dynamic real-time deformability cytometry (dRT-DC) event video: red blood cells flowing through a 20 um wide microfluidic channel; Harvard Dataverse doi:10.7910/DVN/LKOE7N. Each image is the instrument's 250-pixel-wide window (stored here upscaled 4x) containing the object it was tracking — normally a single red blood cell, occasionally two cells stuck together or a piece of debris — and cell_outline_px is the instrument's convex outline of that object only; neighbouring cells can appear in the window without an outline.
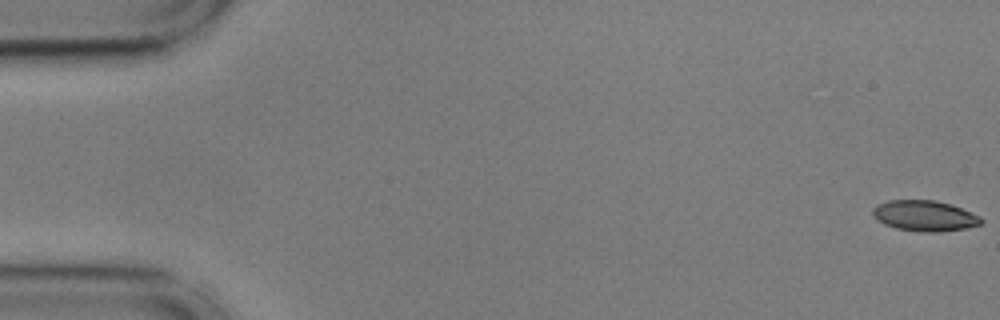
{"species": "common noctule bat (a hibernating species)", "species_latin": "Nyctalus noctula", "temperature_condition": "cold", "stored_images_in_passage": 56, "camera_frame_rate_fps": 3000, "um_per_image_px": 0.085, "animal": {"sex": "male", "body_mass_g": 17.9, "forearm_length_mm": 54.2}, "frame": {"image": 1, "passage_image": 1, "time_ms": 0.0, "image_size_px": [1000, 320], "cell_outline_px": [[984, 220], [980, 224], [964, 228], [936, 232], [920, 232], [896, 228], [884, 224], [876, 220], [872, 216], [872, 208], [876, 204], [888, 200], [936, 200], [952, 204], [980, 216]], "centroid_in_image_um": [78.55, 18.33], "position_along_channel_um": 6.5, "area_um2": 19.54}}
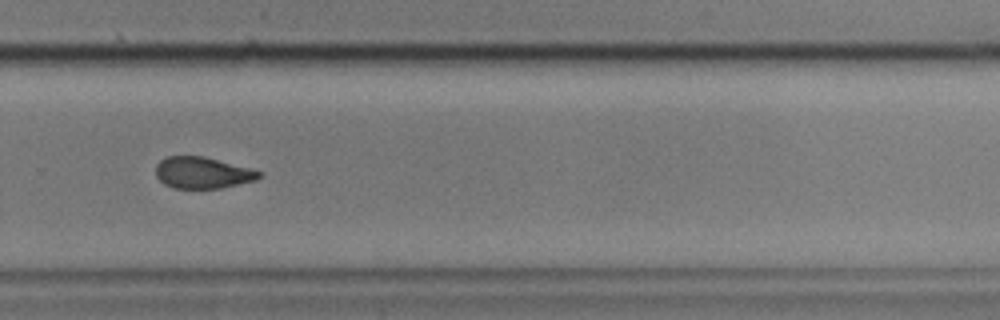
{"frame": {"image": 2, "passage_image": 38, "time_ms": 12.333, "image_size_px": [1000, 320], "cell_outline_px": [[264, 176], [256, 180], [220, 188], [172, 188], [164, 184], [156, 176], [156, 164], [164, 156], [204, 156], [248, 168], [260, 172]], "centroid_in_image_um": [17.18, 14.68], "position_along_channel_um": 312.6, "area_um2": 18.9}}
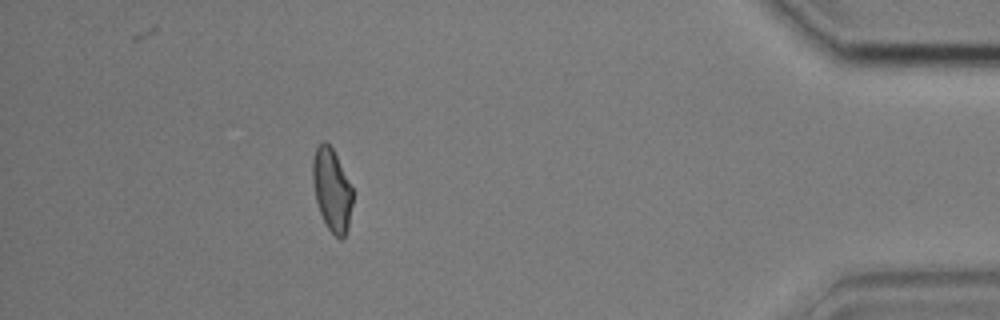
{"frame": {"image": 3, "passage_image": 50, "time_ms": 16.333, "image_size_px": [1000, 320], "cell_outline_px": [[352, 204], [348, 228], [344, 236], [340, 240], [328, 228], [320, 212], [316, 200], [312, 180], [312, 160], [316, 148], [320, 140], [324, 140], [332, 148], [352, 188]], "centroid_in_image_um": [28.19, 16.12], "position_along_channel_um": 407.0, "area_um2": 19.02}, "authors_computed_cell_mechanics": {"area_um2": 19.7676, "velocity_mm_per_s": 3.6167, "shape_relaxation_time_tau1_ms": 10.1814, "shape_relaxation_time_tau2_ms": 3.7407, "deformation_change_tau1": 0.1917, "deformation_change_tau2": 0.093}}